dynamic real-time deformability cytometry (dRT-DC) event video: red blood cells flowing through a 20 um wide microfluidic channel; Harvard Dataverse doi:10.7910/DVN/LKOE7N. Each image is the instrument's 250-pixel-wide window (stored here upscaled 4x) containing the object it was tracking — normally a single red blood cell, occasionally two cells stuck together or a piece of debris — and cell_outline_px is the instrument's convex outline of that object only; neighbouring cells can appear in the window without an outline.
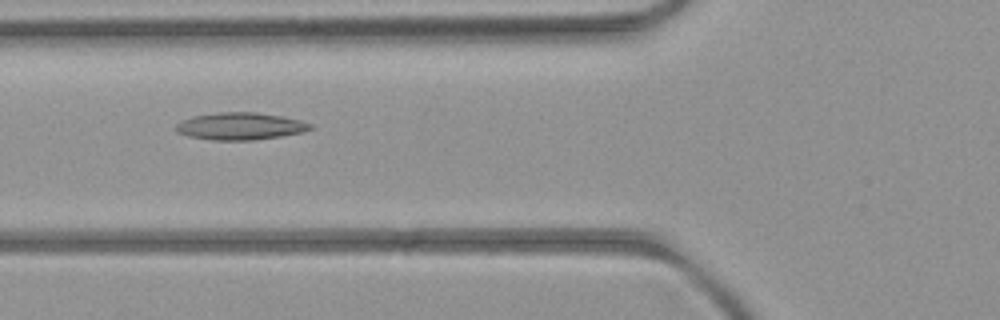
{"species": "common noctule bat (a hibernating species)", "species_latin": "Nyctalus noctula", "temperature_condition": "room temperature", "stored_images_in_passage": 8, "camera_frame_rate_fps": 3000, "um_per_image_px": 0.085, "animal": {"sex": "female", "body_mass_g": 21.9}, "frame": {"image": 1, "passage_image": 6, "time_ms": 5.667, "image_size_px": [1000, 320], "cell_outline_px": [[312, 128], [304, 132], [256, 140], [212, 140], [188, 136], [176, 132], [176, 124], [192, 116], [220, 112], [256, 112], [280, 116], [300, 120], [312, 124]], "centroid_in_image_um": [20.42, 10.73], "position_along_channel_um": 105.4, "area_um2": 21.27}}
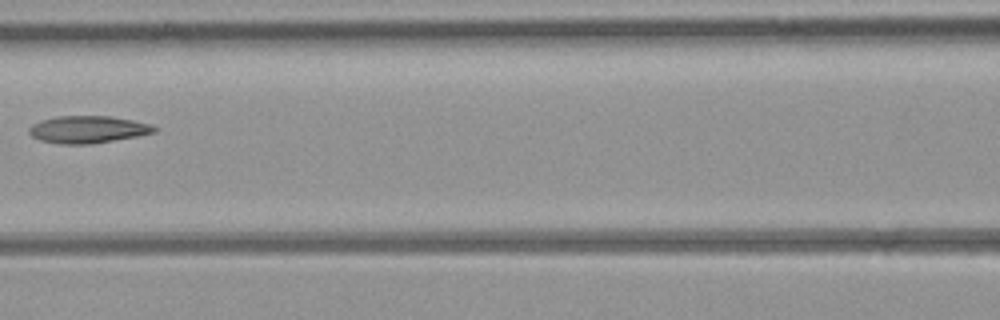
{"frame": {"image": 2, "passage_image": 7, "time_ms": 7.0, "image_size_px": [1000, 320], "cell_outline_px": [[156, 132], [140, 136], [92, 144], [60, 144], [40, 140], [32, 136], [28, 132], [28, 128], [32, 124], [40, 120], [56, 116], [112, 116], [152, 124], [156, 128]], "centroid_in_image_um": [7.47, 11.0], "position_along_channel_um": 159.1, "area_um2": 20.11}}
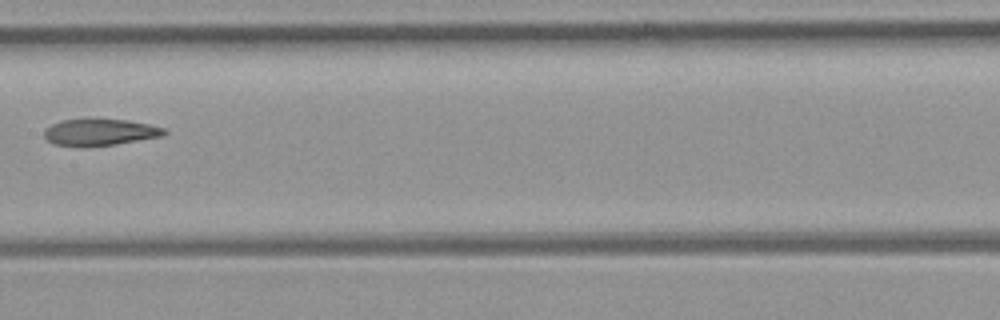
{"frame": {"image": 3, "passage_image": 8, "time_ms": 8.0, "image_size_px": [1000, 320], "cell_outline_px": [[168, 132], [160, 136], [112, 144], [84, 148], [80, 148], [52, 144], [44, 136], [44, 132], [52, 124], [60, 120], [128, 120], [148, 124], [164, 128]], "centroid_in_image_um": [8.43, 11.26], "position_along_channel_um": 199.0, "area_um2": 18.38}}